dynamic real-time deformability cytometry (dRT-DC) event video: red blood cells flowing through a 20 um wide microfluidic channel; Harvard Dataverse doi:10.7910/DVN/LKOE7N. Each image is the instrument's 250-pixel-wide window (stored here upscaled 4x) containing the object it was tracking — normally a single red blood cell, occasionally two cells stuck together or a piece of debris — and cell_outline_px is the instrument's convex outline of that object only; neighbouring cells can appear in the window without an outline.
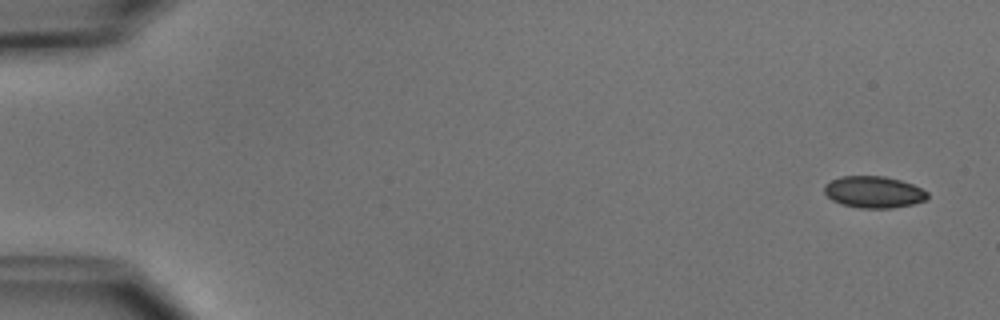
{"species": "common noctule bat (a hibernating species)", "species_latin": "Nyctalus noctula", "temperature_condition": "cold", "stored_images_in_passage": 5, "camera_frame_rate_fps": 3000, "um_per_image_px": 0.085, "animal": {"sex": "male", "body_mass_g": 15.6}, "frame": {"image": 1, "passage_image": 1, "time_ms": 0.0, "image_size_px": [1000, 320], "cell_outline_px": [[928, 196], [924, 200], [912, 204], [892, 208], [860, 208], [840, 204], [832, 200], [824, 192], [824, 184], [840, 176], [884, 176], [900, 180], [912, 184], [928, 192]], "centroid_in_image_um": [74.24, 16.32], "position_along_channel_um": 10.8, "area_um2": 19.02}}
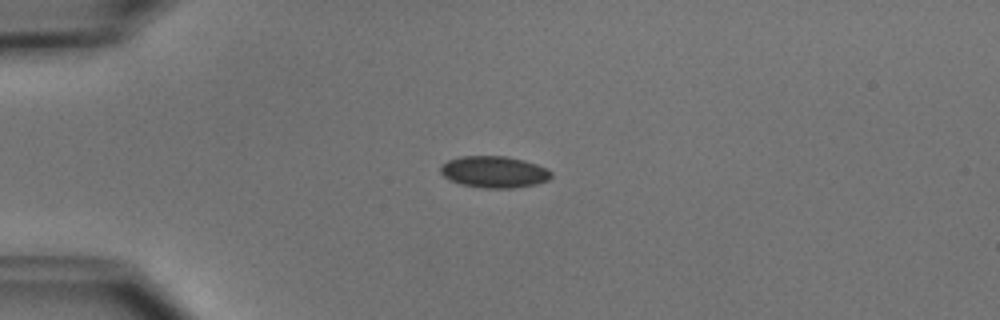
{"frame": {"image": 2, "passage_image": 4, "time_ms": 3.667, "image_size_px": [1000, 320], "cell_outline_px": [[552, 176], [548, 180], [536, 184], [512, 188], [484, 188], [460, 184], [444, 176], [440, 172], [440, 164], [448, 160], [460, 156], [508, 156], [524, 160], [548, 168], [552, 172]], "centroid_in_image_um": [42.01, 14.6], "position_along_channel_um": 43.0, "area_um2": 20.52}}